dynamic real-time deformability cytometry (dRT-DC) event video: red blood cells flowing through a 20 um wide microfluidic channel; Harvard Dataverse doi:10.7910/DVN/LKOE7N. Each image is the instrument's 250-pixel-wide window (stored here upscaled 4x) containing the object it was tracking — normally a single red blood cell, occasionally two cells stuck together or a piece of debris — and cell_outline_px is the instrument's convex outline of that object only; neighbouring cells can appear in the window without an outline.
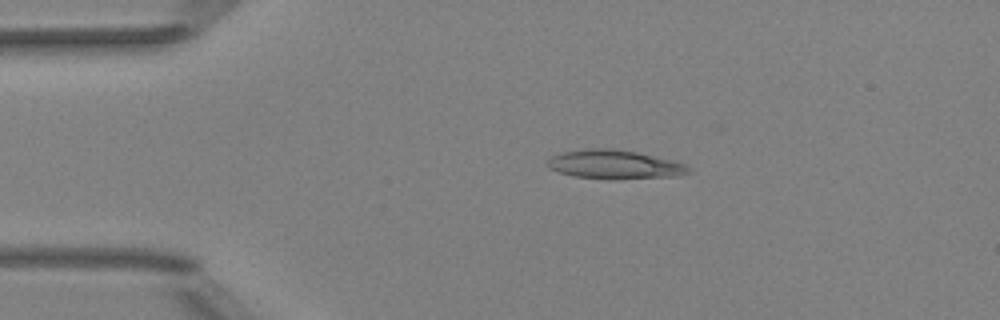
{"species": "Egyptian fruit bat (a non-hibernating species)", "species_latin": "Rousettus aegyptiacus", "temperature_condition": "room temperature", "stored_images_in_passage": 14, "camera_frame_rate_fps": 3000, "um_per_image_px": 0.085, "animal": {"sex": "female"}, "frame": {"image": 1, "passage_image": 6, "time_ms": 1.667, "image_size_px": [1000, 320], "cell_outline_px": [[692, 172], [676, 176], [576, 176], [560, 172], [548, 168], [544, 164], [552, 156], [564, 152], [592, 148], [612, 148], [636, 152], [672, 160], [684, 164], [692, 168]], "centroid_in_image_um": [52.22, 13.92], "position_along_channel_um": 32.8, "area_um2": 22.37}}
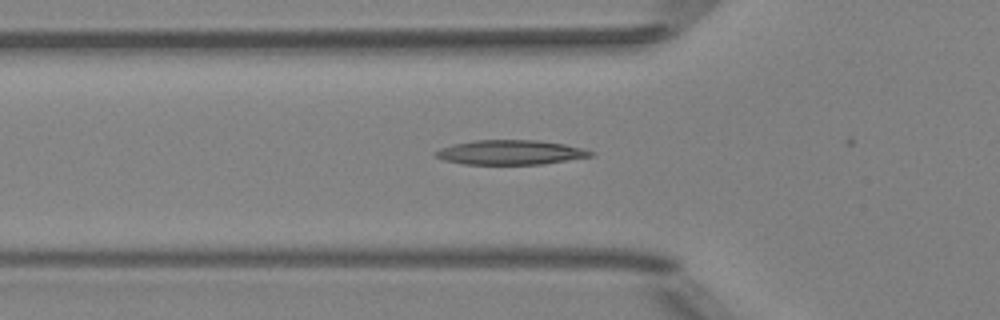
{"frame": {"image": 2, "passage_image": 13, "time_ms": 4.0, "image_size_px": [1000, 320], "cell_outline_px": [[596, 152], [592, 156], [540, 164], [464, 164], [444, 160], [436, 156], [432, 152], [440, 148], [452, 144], [476, 140], [540, 140], [564, 144], [584, 148]], "centroid_in_image_um": [43.38, 12.94], "position_along_channel_um": 82.4, "area_um2": 22.2}}